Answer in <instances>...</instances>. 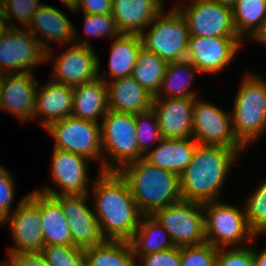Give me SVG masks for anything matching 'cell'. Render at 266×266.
<instances>
[{
	"mask_svg": "<svg viewBox=\"0 0 266 266\" xmlns=\"http://www.w3.org/2000/svg\"><path fill=\"white\" fill-rule=\"evenodd\" d=\"M239 155L231 148L197 145L192 161L179 175L181 198L199 203L221 200V188Z\"/></svg>",
	"mask_w": 266,
	"mask_h": 266,
	"instance_id": "2",
	"label": "cell"
},
{
	"mask_svg": "<svg viewBox=\"0 0 266 266\" xmlns=\"http://www.w3.org/2000/svg\"><path fill=\"white\" fill-rule=\"evenodd\" d=\"M62 4L66 6V8L71 12H78V7L81 2V0H61Z\"/></svg>",
	"mask_w": 266,
	"mask_h": 266,
	"instance_id": "46",
	"label": "cell"
},
{
	"mask_svg": "<svg viewBox=\"0 0 266 266\" xmlns=\"http://www.w3.org/2000/svg\"><path fill=\"white\" fill-rule=\"evenodd\" d=\"M108 110V89L103 79L97 78L73 87L71 116L100 123Z\"/></svg>",
	"mask_w": 266,
	"mask_h": 266,
	"instance_id": "24",
	"label": "cell"
},
{
	"mask_svg": "<svg viewBox=\"0 0 266 266\" xmlns=\"http://www.w3.org/2000/svg\"><path fill=\"white\" fill-rule=\"evenodd\" d=\"M2 266H48L40 252H18L7 254Z\"/></svg>",
	"mask_w": 266,
	"mask_h": 266,
	"instance_id": "42",
	"label": "cell"
},
{
	"mask_svg": "<svg viewBox=\"0 0 266 266\" xmlns=\"http://www.w3.org/2000/svg\"><path fill=\"white\" fill-rule=\"evenodd\" d=\"M103 171H120L126 164L140 160L134 114L108 110L101 122Z\"/></svg>",
	"mask_w": 266,
	"mask_h": 266,
	"instance_id": "5",
	"label": "cell"
},
{
	"mask_svg": "<svg viewBox=\"0 0 266 266\" xmlns=\"http://www.w3.org/2000/svg\"><path fill=\"white\" fill-rule=\"evenodd\" d=\"M10 226L15 246L7 247V254L40 252L44 247L40 192L34 190L24 196L15 210L0 224Z\"/></svg>",
	"mask_w": 266,
	"mask_h": 266,
	"instance_id": "11",
	"label": "cell"
},
{
	"mask_svg": "<svg viewBox=\"0 0 266 266\" xmlns=\"http://www.w3.org/2000/svg\"><path fill=\"white\" fill-rule=\"evenodd\" d=\"M46 50L26 28L9 27L0 38V75L34 73L33 68L44 64Z\"/></svg>",
	"mask_w": 266,
	"mask_h": 266,
	"instance_id": "12",
	"label": "cell"
},
{
	"mask_svg": "<svg viewBox=\"0 0 266 266\" xmlns=\"http://www.w3.org/2000/svg\"><path fill=\"white\" fill-rule=\"evenodd\" d=\"M119 172L127 180L142 215H152L182 199L179 176L144 158L126 164Z\"/></svg>",
	"mask_w": 266,
	"mask_h": 266,
	"instance_id": "3",
	"label": "cell"
},
{
	"mask_svg": "<svg viewBox=\"0 0 266 266\" xmlns=\"http://www.w3.org/2000/svg\"><path fill=\"white\" fill-rule=\"evenodd\" d=\"M9 28L8 23L4 15L0 14V38L3 33Z\"/></svg>",
	"mask_w": 266,
	"mask_h": 266,
	"instance_id": "47",
	"label": "cell"
},
{
	"mask_svg": "<svg viewBox=\"0 0 266 266\" xmlns=\"http://www.w3.org/2000/svg\"><path fill=\"white\" fill-rule=\"evenodd\" d=\"M232 13L238 36L243 41L248 36V39H252L266 17V0H237Z\"/></svg>",
	"mask_w": 266,
	"mask_h": 266,
	"instance_id": "31",
	"label": "cell"
},
{
	"mask_svg": "<svg viewBox=\"0 0 266 266\" xmlns=\"http://www.w3.org/2000/svg\"><path fill=\"white\" fill-rule=\"evenodd\" d=\"M218 248L208 242L180 247L179 266H216Z\"/></svg>",
	"mask_w": 266,
	"mask_h": 266,
	"instance_id": "37",
	"label": "cell"
},
{
	"mask_svg": "<svg viewBox=\"0 0 266 266\" xmlns=\"http://www.w3.org/2000/svg\"><path fill=\"white\" fill-rule=\"evenodd\" d=\"M129 243L135 259L175 247L169 233L152 215H142L139 226Z\"/></svg>",
	"mask_w": 266,
	"mask_h": 266,
	"instance_id": "26",
	"label": "cell"
},
{
	"mask_svg": "<svg viewBox=\"0 0 266 266\" xmlns=\"http://www.w3.org/2000/svg\"><path fill=\"white\" fill-rule=\"evenodd\" d=\"M26 29L38 39L41 46L46 50V61L48 62L49 60L51 62V58H54L52 47H50L51 43L57 42L58 45L64 46L67 44L68 46L69 44H75V41H78L79 38L78 31L63 11L43 3L32 16V20Z\"/></svg>",
	"mask_w": 266,
	"mask_h": 266,
	"instance_id": "17",
	"label": "cell"
},
{
	"mask_svg": "<svg viewBox=\"0 0 266 266\" xmlns=\"http://www.w3.org/2000/svg\"><path fill=\"white\" fill-rule=\"evenodd\" d=\"M192 138L198 145L231 148L238 154L245 151L234 135L231 112L198 96L193 104Z\"/></svg>",
	"mask_w": 266,
	"mask_h": 266,
	"instance_id": "10",
	"label": "cell"
},
{
	"mask_svg": "<svg viewBox=\"0 0 266 266\" xmlns=\"http://www.w3.org/2000/svg\"><path fill=\"white\" fill-rule=\"evenodd\" d=\"M190 2L191 4L184 7L179 3L176 5L187 20L190 36H238L232 8L220 5L213 0H191Z\"/></svg>",
	"mask_w": 266,
	"mask_h": 266,
	"instance_id": "13",
	"label": "cell"
},
{
	"mask_svg": "<svg viewBox=\"0 0 266 266\" xmlns=\"http://www.w3.org/2000/svg\"><path fill=\"white\" fill-rule=\"evenodd\" d=\"M195 98H153L160 133L164 139L192 137Z\"/></svg>",
	"mask_w": 266,
	"mask_h": 266,
	"instance_id": "20",
	"label": "cell"
},
{
	"mask_svg": "<svg viewBox=\"0 0 266 266\" xmlns=\"http://www.w3.org/2000/svg\"><path fill=\"white\" fill-rule=\"evenodd\" d=\"M14 180V175L0 165V224L15 210L12 209L15 196Z\"/></svg>",
	"mask_w": 266,
	"mask_h": 266,
	"instance_id": "40",
	"label": "cell"
},
{
	"mask_svg": "<svg viewBox=\"0 0 266 266\" xmlns=\"http://www.w3.org/2000/svg\"><path fill=\"white\" fill-rule=\"evenodd\" d=\"M242 44L243 40L239 36H190L186 59L201 74L216 75L230 65Z\"/></svg>",
	"mask_w": 266,
	"mask_h": 266,
	"instance_id": "14",
	"label": "cell"
},
{
	"mask_svg": "<svg viewBox=\"0 0 266 266\" xmlns=\"http://www.w3.org/2000/svg\"><path fill=\"white\" fill-rule=\"evenodd\" d=\"M152 216L169 233L175 247L206 242L203 203L181 199Z\"/></svg>",
	"mask_w": 266,
	"mask_h": 266,
	"instance_id": "8",
	"label": "cell"
},
{
	"mask_svg": "<svg viewBox=\"0 0 266 266\" xmlns=\"http://www.w3.org/2000/svg\"><path fill=\"white\" fill-rule=\"evenodd\" d=\"M89 161L91 160L79 154L54 148L51 180L61 189L56 191L53 187L44 185L43 189L36 191L48 196L88 194L90 187L87 182L92 180L88 178Z\"/></svg>",
	"mask_w": 266,
	"mask_h": 266,
	"instance_id": "15",
	"label": "cell"
},
{
	"mask_svg": "<svg viewBox=\"0 0 266 266\" xmlns=\"http://www.w3.org/2000/svg\"><path fill=\"white\" fill-rule=\"evenodd\" d=\"M41 5L40 0H5L4 17L7 20L8 26L17 28L14 20H18L21 23L20 25H24L23 28H27L32 20V16Z\"/></svg>",
	"mask_w": 266,
	"mask_h": 266,
	"instance_id": "38",
	"label": "cell"
},
{
	"mask_svg": "<svg viewBox=\"0 0 266 266\" xmlns=\"http://www.w3.org/2000/svg\"><path fill=\"white\" fill-rule=\"evenodd\" d=\"M137 143L140 153L145 156L152 150V144L157 145L163 138L160 133L158 120L153 109L135 114Z\"/></svg>",
	"mask_w": 266,
	"mask_h": 266,
	"instance_id": "34",
	"label": "cell"
},
{
	"mask_svg": "<svg viewBox=\"0 0 266 266\" xmlns=\"http://www.w3.org/2000/svg\"><path fill=\"white\" fill-rule=\"evenodd\" d=\"M141 48V39L137 34H121L114 39L110 48L109 73H106L111 81L132 75Z\"/></svg>",
	"mask_w": 266,
	"mask_h": 266,
	"instance_id": "29",
	"label": "cell"
},
{
	"mask_svg": "<svg viewBox=\"0 0 266 266\" xmlns=\"http://www.w3.org/2000/svg\"><path fill=\"white\" fill-rule=\"evenodd\" d=\"M45 130L53 136L54 148L98 160L99 171H103L101 123L69 116L50 124Z\"/></svg>",
	"mask_w": 266,
	"mask_h": 266,
	"instance_id": "9",
	"label": "cell"
},
{
	"mask_svg": "<svg viewBox=\"0 0 266 266\" xmlns=\"http://www.w3.org/2000/svg\"><path fill=\"white\" fill-rule=\"evenodd\" d=\"M253 257L255 260V266H266V246L263 250L258 251L256 248H253Z\"/></svg>",
	"mask_w": 266,
	"mask_h": 266,
	"instance_id": "44",
	"label": "cell"
},
{
	"mask_svg": "<svg viewBox=\"0 0 266 266\" xmlns=\"http://www.w3.org/2000/svg\"><path fill=\"white\" fill-rule=\"evenodd\" d=\"M88 194L54 195L61 206L70 228L74 246L87 248L105 241L99 222L93 211L88 207Z\"/></svg>",
	"mask_w": 266,
	"mask_h": 266,
	"instance_id": "16",
	"label": "cell"
},
{
	"mask_svg": "<svg viewBox=\"0 0 266 266\" xmlns=\"http://www.w3.org/2000/svg\"><path fill=\"white\" fill-rule=\"evenodd\" d=\"M84 15V32L87 34L83 41H75V44L83 45L87 47H92L89 36L101 38L103 36L115 39L119 37L122 33L119 31L117 23L112 15H102V14H86ZM87 39V40H86Z\"/></svg>",
	"mask_w": 266,
	"mask_h": 266,
	"instance_id": "35",
	"label": "cell"
},
{
	"mask_svg": "<svg viewBox=\"0 0 266 266\" xmlns=\"http://www.w3.org/2000/svg\"><path fill=\"white\" fill-rule=\"evenodd\" d=\"M249 246L218 248L216 266H255L253 247Z\"/></svg>",
	"mask_w": 266,
	"mask_h": 266,
	"instance_id": "39",
	"label": "cell"
},
{
	"mask_svg": "<svg viewBox=\"0 0 266 266\" xmlns=\"http://www.w3.org/2000/svg\"><path fill=\"white\" fill-rule=\"evenodd\" d=\"M59 56V57H58ZM53 59L51 79L75 87L98 78V61L93 47L72 44L65 52Z\"/></svg>",
	"mask_w": 266,
	"mask_h": 266,
	"instance_id": "18",
	"label": "cell"
},
{
	"mask_svg": "<svg viewBox=\"0 0 266 266\" xmlns=\"http://www.w3.org/2000/svg\"><path fill=\"white\" fill-rule=\"evenodd\" d=\"M98 61V78L103 79L108 89L109 110L126 114H137L152 107L153 95L144 89L132 76L121 77L113 81L100 71Z\"/></svg>",
	"mask_w": 266,
	"mask_h": 266,
	"instance_id": "21",
	"label": "cell"
},
{
	"mask_svg": "<svg viewBox=\"0 0 266 266\" xmlns=\"http://www.w3.org/2000/svg\"><path fill=\"white\" fill-rule=\"evenodd\" d=\"M5 13V0H0V14L4 15Z\"/></svg>",
	"mask_w": 266,
	"mask_h": 266,
	"instance_id": "49",
	"label": "cell"
},
{
	"mask_svg": "<svg viewBox=\"0 0 266 266\" xmlns=\"http://www.w3.org/2000/svg\"><path fill=\"white\" fill-rule=\"evenodd\" d=\"M112 0H81L78 10L86 14L112 15Z\"/></svg>",
	"mask_w": 266,
	"mask_h": 266,
	"instance_id": "43",
	"label": "cell"
},
{
	"mask_svg": "<svg viewBox=\"0 0 266 266\" xmlns=\"http://www.w3.org/2000/svg\"><path fill=\"white\" fill-rule=\"evenodd\" d=\"M129 241L105 240L85 248V266H137Z\"/></svg>",
	"mask_w": 266,
	"mask_h": 266,
	"instance_id": "30",
	"label": "cell"
},
{
	"mask_svg": "<svg viewBox=\"0 0 266 266\" xmlns=\"http://www.w3.org/2000/svg\"><path fill=\"white\" fill-rule=\"evenodd\" d=\"M39 80L34 73L2 74L0 77V111L21 122L34 119L35 96Z\"/></svg>",
	"mask_w": 266,
	"mask_h": 266,
	"instance_id": "19",
	"label": "cell"
},
{
	"mask_svg": "<svg viewBox=\"0 0 266 266\" xmlns=\"http://www.w3.org/2000/svg\"><path fill=\"white\" fill-rule=\"evenodd\" d=\"M167 64L155 53L141 48L131 76L154 96L159 90Z\"/></svg>",
	"mask_w": 266,
	"mask_h": 266,
	"instance_id": "32",
	"label": "cell"
},
{
	"mask_svg": "<svg viewBox=\"0 0 266 266\" xmlns=\"http://www.w3.org/2000/svg\"><path fill=\"white\" fill-rule=\"evenodd\" d=\"M137 262H140L137 266H140L141 263V266H179L180 247H174L157 253L146 254Z\"/></svg>",
	"mask_w": 266,
	"mask_h": 266,
	"instance_id": "41",
	"label": "cell"
},
{
	"mask_svg": "<svg viewBox=\"0 0 266 266\" xmlns=\"http://www.w3.org/2000/svg\"><path fill=\"white\" fill-rule=\"evenodd\" d=\"M200 71L187 59L170 62L165 69L164 77L153 98H195L198 95L190 84Z\"/></svg>",
	"mask_w": 266,
	"mask_h": 266,
	"instance_id": "27",
	"label": "cell"
},
{
	"mask_svg": "<svg viewBox=\"0 0 266 266\" xmlns=\"http://www.w3.org/2000/svg\"><path fill=\"white\" fill-rule=\"evenodd\" d=\"M40 214L44 246L74 245L66 216L52 196L40 193Z\"/></svg>",
	"mask_w": 266,
	"mask_h": 266,
	"instance_id": "28",
	"label": "cell"
},
{
	"mask_svg": "<svg viewBox=\"0 0 266 266\" xmlns=\"http://www.w3.org/2000/svg\"><path fill=\"white\" fill-rule=\"evenodd\" d=\"M246 198L244 209L250 229L256 236L266 234V179Z\"/></svg>",
	"mask_w": 266,
	"mask_h": 266,
	"instance_id": "33",
	"label": "cell"
},
{
	"mask_svg": "<svg viewBox=\"0 0 266 266\" xmlns=\"http://www.w3.org/2000/svg\"><path fill=\"white\" fill-rule=\"evenodd\" d=\"M139 36L142 48L153 52L167 63L186 59L190 31L186 18L175 6L163 9Z\"/></svg>",
	"mask_w": 266,
	"mask_h": 266,
	"instance_id": "6",
	"label": "cell"
},
{
	"mask_svg": "<svg viewBox=\"0 0 266 266\" xmlns=\"http://www.w3.org/2000/svg\"><path fill=\"white\" fill-rule=\"evenodd\" d=\"M241 81L231 112L232 129L246 149L266 130V80L246 72Z\"/></svg>",
	"mask_w": 266,
	"mask_h": 266,
	"instance_id": "4",
	"label": "cell"
},
{
	"mask_svg": "<svg viewBox=\"0 0 266 266\" xmlns=\"http://www.w3.org/2000/svg\"><path fill=\"white\" fill-rule=\"evenodd\" d=\"M89 197L105 240L129 241L142 217L127 180L119 171H100Z\"/></svg>",
	"mask_w": 266,
	"mask_h": 266,
	"instance_id": "1",
	"label": "cell"
},
{
	"mask_svg": "<svg viewBox=\"0 0 266 266\" xmlns=\"http://www.w3.org/2000/svg\"><path fill=\"white\" fill-rule=\"evenodd\" d=\"M255 42H259V44L266 45V17L264 19L263 25L260 28V30L257 32V34L250 39Z\"/></svg>",
	"mask_w": 266,
	"mask_h": 266,
	"instance_id": "45",
	"label": "cell"
},
{
	"mask_svg": "<svg viewBox=\"0 0 266 266\" xmlns=\"http://www.w3.org/2000/svg\"><path fill=\"white\" fill-rule=\"evenodd\" d=\"M213 1L219 3L220 5L233 8L237 0H213Z\"/></svg>",
	"mask_w": 266,
	"mask_h": 266,
	"instance_id": "48",
	"label": "cell"
},
{
	"mask_svg": "<svg viewBox=\"0 0 266 266\" xmlns=\"http://www.w3.org/2000/svg\"><path fill=\"white\" fill-rule=\"evenodd\" d=\"M73 110V87L52 79L41 86L35 96L34 119L40 117L44 127L71 116ZM37 116V117H36Z\"/></svg>",
	"mask_w": 266,
	"mask_h": 266,
	"instance_id": "22",
	"label": "cell"
},
{
	"mask_svg": "<svg viewBox=\"0 0 266 266\" xmlns=\"http://www.w3.org/2000/svg\"><path fill=\"white\" fill-rule=\"evenodd\" d=\"M239 208L222 200L203 203L206 242L216 248H232L250 245L258 238L248 225L244 207Z\"/></svg>",
	"mask_w": 266,
	"mask_h": 266,
	"instance_id": "7",
	"label": "cell"
},
{
	"mask_svg": "<svg viewBox=\"0 0 266 266\" xmlns=\"http://www.w3.org/2000/svg\"><path fill=\"white\" fill-rule=\"evenodd\" d=\"M198 143L192 138L162 139L144 159L152 165L176 173L178 176L192 161Z\"/></svg>",
	"mask_w": 266,
	"mask_h": 266,
	"instance_id": "25",
	"label": "cell"
},
{
	"mask_svg": "<svg viewBox=\"0 0 266 266\" xmlns=\"http://www.w3.org/2000/svg\"><path fill=\"white\" fill-rule=\"evenodd\" d=\"M112 16L122 34L140 35L164 9L163 0H112Z\"/></svg>",
	"mask_w": 266,
	"mask_h": 266,
	"instance_id": "23",
	"label": "cell"
},
{
	"mask_svg": "<svg viewBox=\"0 0 266 266\" xmlns=\"http://www.w3.org/2000/svg\"><path fill=\"white\" fill-rule=\"evenodd\" d=\"M48 266H85V248L49 245L40 251Z\"/></svg>",
	"mask_w": 266,
	"mask_h": 266,
	"instance_id": "36",
	"label": "cell"
}]
</instances>
